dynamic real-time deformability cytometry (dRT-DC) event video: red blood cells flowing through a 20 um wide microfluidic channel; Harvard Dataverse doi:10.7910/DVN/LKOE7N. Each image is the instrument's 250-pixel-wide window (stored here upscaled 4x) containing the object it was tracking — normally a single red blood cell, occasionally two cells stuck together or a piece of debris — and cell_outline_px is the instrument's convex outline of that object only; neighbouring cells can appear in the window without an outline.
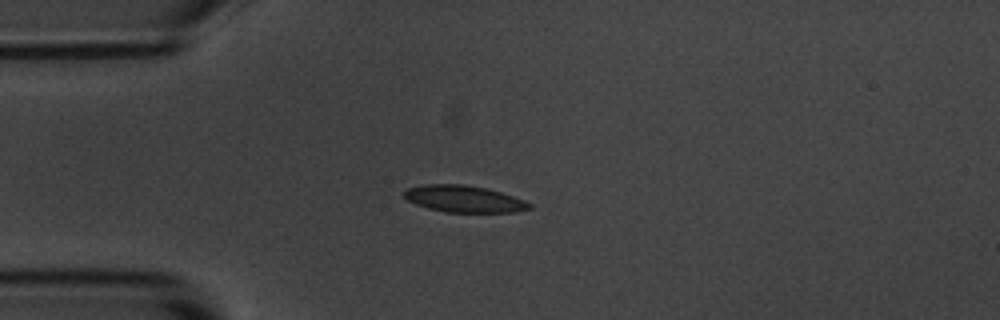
{"species": "common noctule bat (a hibernating species)", "species_latin": "Nyctalus noctula", "temperature_condition": "room temperature", "stored_images_in_passage": 4, "camera_frame_rate_fps": 3000, "um_per_image_px": 0.085, "animal": {"sex": "male", "body_mass_g": 20.1, "forearm_length_mm": 53.5}, "frame": {"image": 1, "passage_image": 3, "time_ms": 3.333, "image_size_px": [1000, 320], "cell_outline_px": [[532, 208], [516, 212], [444, 212], [428, 208], [416, 204], [408, 200], [404, 196], [404, 192], [408, 188], [424, 184], [464, 184], [484, 188], [500, 192], [524, 200], [532, 204]], "centroid_in_image_um": [39.44, 16.91], "position_along_channel_um": 45.6, "area_um2": 19.42}}
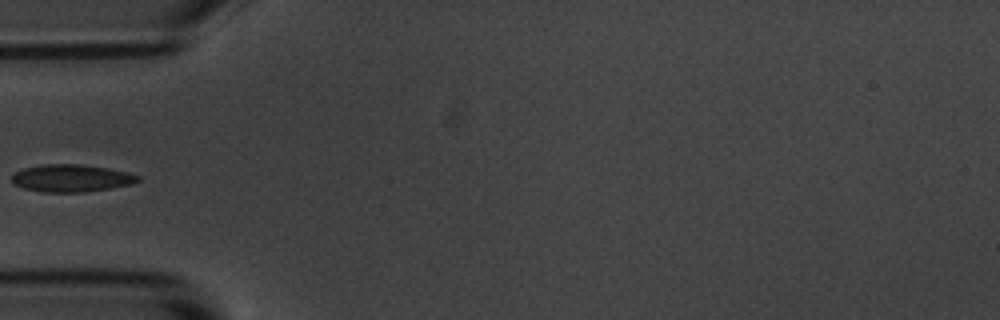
{"frame": {"image": 2, "passage_image": 4, "time_ms": 4.667, "image_size_px": [1000, 320], "cell_outline_px": [[140, 180], [132, 184], [84, 192], [44, 192], [24, 188], [16, 184], [12, 180], [12, 176], [16, 172], [24, 168], [40, 164], [80, 164], [128, 172], [140, 176]], "centroid_in_image_um": [6.07, 15.14], "position_along_channel_um": 78.9, "area_um2": 19.88}}